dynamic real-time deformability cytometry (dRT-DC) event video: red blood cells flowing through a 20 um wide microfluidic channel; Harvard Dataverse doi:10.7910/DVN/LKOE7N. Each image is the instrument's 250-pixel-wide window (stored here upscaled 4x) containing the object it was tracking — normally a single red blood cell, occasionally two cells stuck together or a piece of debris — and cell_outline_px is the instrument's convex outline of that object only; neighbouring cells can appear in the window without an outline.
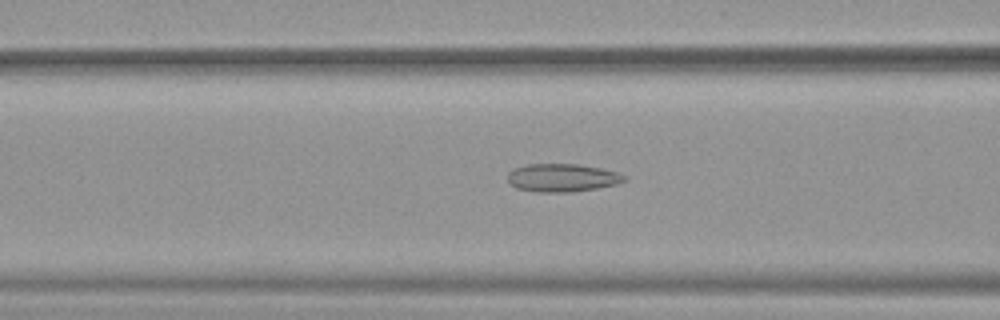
{"species": "common noctule bat (a hibernating species)", "species_latin": "Nyctalus noctula", "temperature_condition": "warm", "stored_images_in_passage": 51, "camera_frame_rate_fps": 3000, "um_per_image_px": 0.085, "animal": {"sex": "female", "body_mass_g": 19.9}, "frame": {"image": 1, "passage_image": 20, "time_ms": 6.333, "image_size_px": [1000, 320], "cell_outline_px": [[628, 180], [616, 184], [596, 188], [572, 192], [536, 192], [516, 188], [508, 184], [508, 172], [512, 168], [528, 164], [580, 164], [600, 168], [616, 172], [628, 176]], "centroid_in_image_um": [47.77, 15.11], "position_along_channel_um": 118.8, "area_um2": 19.31}}
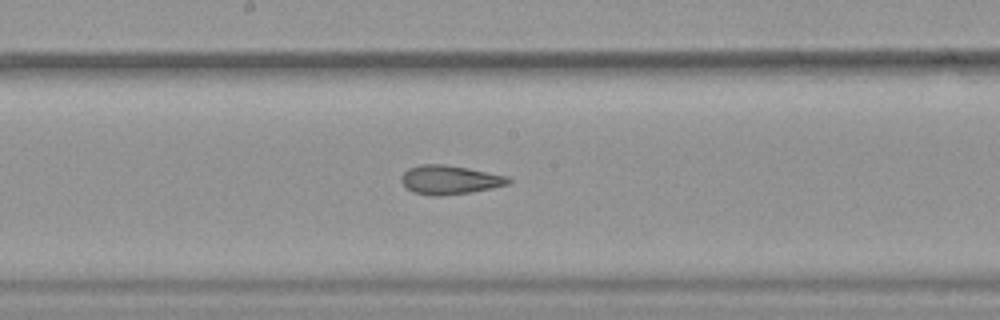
{"frame": {"image": 2, "passage_image": 27, "time_ms": 8.667, "image_size_px": [1000, 320], "cell_outline_px": [[512, 180], [508, 184], [492, 188], [472, 192], [440, 196], [432, 196], [412, 192], [400, 180], [400, 176], [408, 168], [420, 164], [444, 164], [468, 168], [508, 176]], "centroid_in_image_um": [38.21, 15.28], "position_along_channel_um": 210.0, "area_um2": 18.15}}
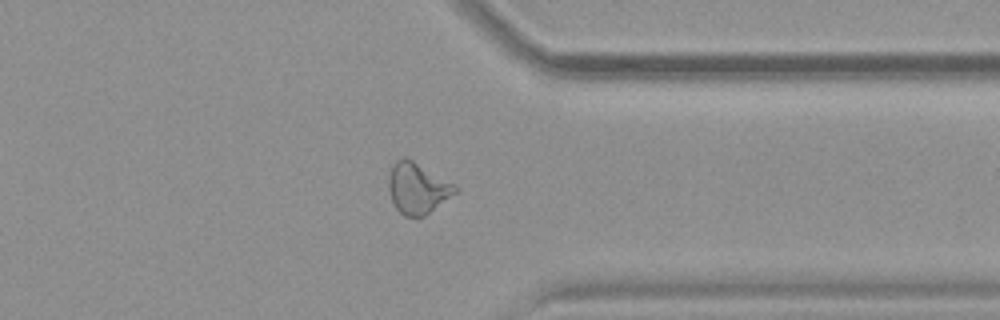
{"frame": {"image": 3, "passage_image": 40, "time_ms": 13.0, "image_size_px": [1000, 320], "cell_outline_px": [[460, 188], [456, 192], [424, 216], [404, 216], [396, 208], [392, 200], [388, 188], [388, 176], [396, 160], [404, 156], [412, 160], [456, 184]], "centroid_in_image_um": [35.49, 15.98], "position_along_channel_um": 375.9, "area_um2": 19.59}, "authors_computed_cell_mechanics": {"area_um2": 20.6346, "velocity_mm_per_s": 3.9048, "shape_relaxation_time_tau1_ms": null, "shape_relaxation_time_tau2_ms": 1.8451, "deformation_change_tau1": null, "deformation_change_tau2": 0.1014}}